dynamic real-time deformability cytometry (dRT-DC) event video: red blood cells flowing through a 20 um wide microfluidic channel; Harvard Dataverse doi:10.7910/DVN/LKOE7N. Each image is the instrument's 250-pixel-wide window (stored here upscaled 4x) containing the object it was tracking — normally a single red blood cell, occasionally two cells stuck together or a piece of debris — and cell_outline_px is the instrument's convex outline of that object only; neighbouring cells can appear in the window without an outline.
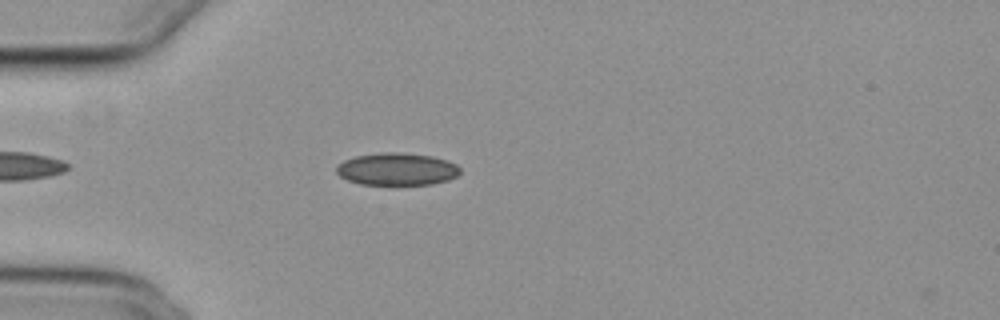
{"species": "common noctule bat (a hibernating species)", "species_latin": "Nyctalus noctula", "temperature_condition": "cold", "stored_images_in_passage": 28, "camera_frame_rate_fps": 3000, "um_per_image_px": 0.085, "animal": {"sex": "female", "body_mass_g": 29.2, "forearm_length_mm": 56.3}, "frame": {"image": 1, "passage_image": 1, "time_ms": 0.0, "image_size_px": [1000, 320], "cell_outline_px": [[460, 172], [456, 176], [448, 180], [432, 184], [360, 184], [348, 180], [340, 176], [336, 172], [336, 164], [344, 160], [356, 156], [380, 152], [400, 152], [432, 156], [448, 160], [456, 164], [460, 168]], "centroid_in_image_um": [33.73, 14.36], "position_along_channel_um": 51.3, "area_um2": 23.41}}
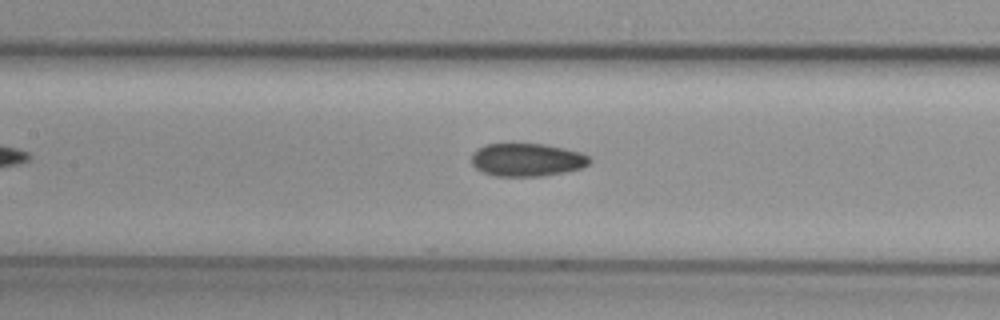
{"frame": {"image": 2, "passage_image": 11, "time_ms": 3.333, "image_size_px": [1000, 320], "cell_outline_px": [[592, 160], [588, 164], [580, 168], [564, 172], [544, 176], [496, 176], [484, 172], [476, 168], [472, 164], [472, 152], [476, 148], [484, 144], [544, 144], [564, 148], [580, 152], [588, 156]], "centroid_in_image_um": [44.77, 13.58], "position_along_channel_um": 162.6, "area_um2": 22.72}}
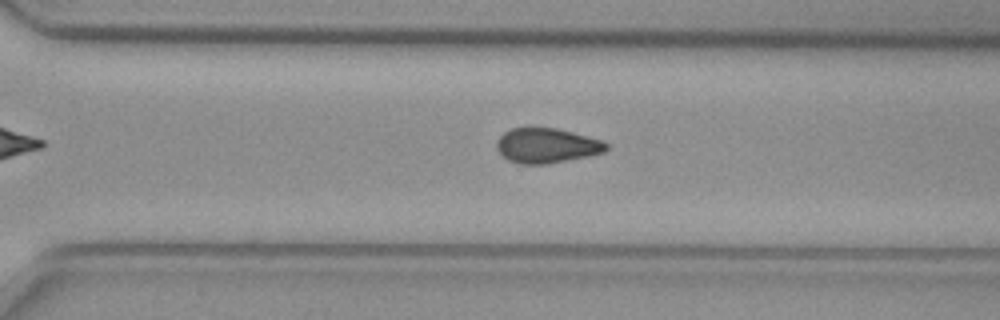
{"frame": {"image": 3, "passage_image": 24, "time_ms": 7.667, "image_size_px": [1000, 320], "cell_outline_px": [[608, 148], [604, 152], [588, 156], [548, 164], [520, 164], [508, 160], [496, 148], [496, 144], [500, 136], [504, 132], [512, 128], [556, 128], [600, 140], [608, 144]], "centroid_in_image_um": [46.45, 12.38], "position_along_channel_um": 324.1, "area_um2": 22.02}, "authors_computed_cell_mechanics": {"area_um2": 23.0044, "velocity_mm_per_s": 3.7345, "shape_relaxation_time_tau1_ms": null, "shape_relaxation_time_tau2_ms": 8.227, "deformation_change_tau1": null, "deformation_change_tau2": 0.1155}}